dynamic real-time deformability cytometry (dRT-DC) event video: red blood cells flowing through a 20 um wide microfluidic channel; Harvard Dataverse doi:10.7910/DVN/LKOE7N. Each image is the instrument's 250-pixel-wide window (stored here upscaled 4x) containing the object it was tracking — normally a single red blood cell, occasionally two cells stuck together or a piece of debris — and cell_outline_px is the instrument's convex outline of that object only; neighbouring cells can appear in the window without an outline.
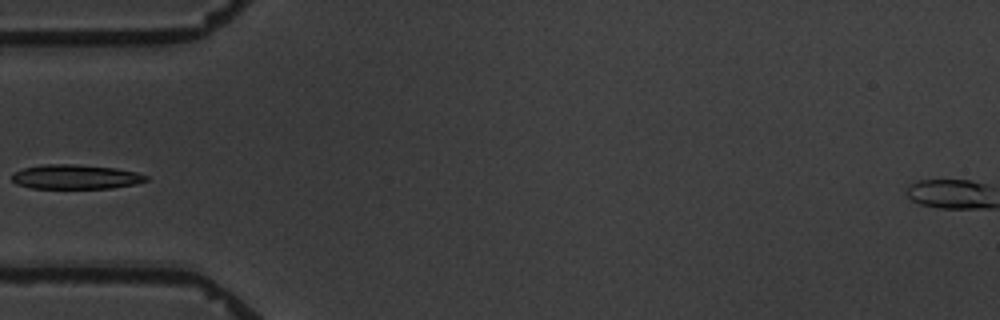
{"species": "common noctule bat (a hibernating species)", "species_latin": "Nyctalus noctula", "temperature_condition": "warm", "stored_images_in_passage": 5, "camera_frame_rate_fps": 3000, "um_per_image_px": 0.085, "animal": {"sex": "male", "body_mass_g": 19.5, "forearm_length_mm": 54.6}, "frame": {"image": 1, "passage_image": 5, "time_ms": 4.333, "image_size_px": [1000, 320], "cell_outline_px": [[148, 180], [136, 184], [112, 188], [32, 188], [16, 184], [12, 180], [12, 172], [24, 168], [40, 164], [72, 164], [116, 168], [136, 172], [148, 176]], "centroid_in_image_um": [6.41, 15.03], "position_along_channel_um": 78.6, "area_um2": 19.19}}